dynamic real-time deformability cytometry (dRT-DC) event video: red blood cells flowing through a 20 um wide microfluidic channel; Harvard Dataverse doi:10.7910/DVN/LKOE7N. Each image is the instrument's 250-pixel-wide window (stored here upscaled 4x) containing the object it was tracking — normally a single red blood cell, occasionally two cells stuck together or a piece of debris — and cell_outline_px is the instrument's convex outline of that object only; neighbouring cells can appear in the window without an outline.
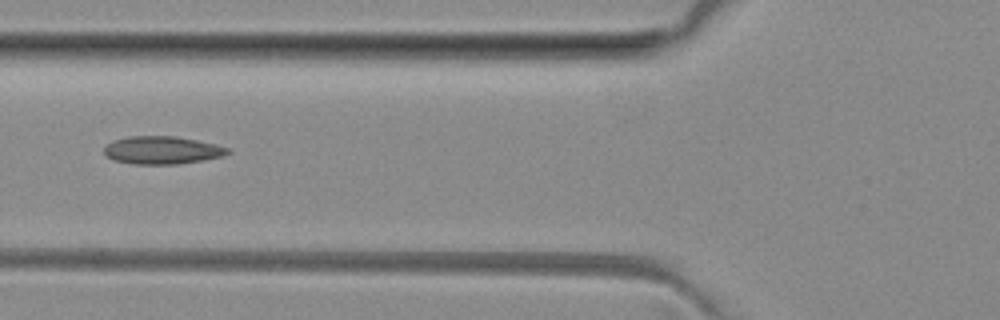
{"species": "common noctule bat (a hibernating species)", "species_latin": "Nyctalus noctula", "temperature_condition": "room temperature", "stored_images_in_passage": 5, "camera_frame_rate_fps": 3000, "um_per_image_px": 0.085, "animal": {"sex": "female", "body_mass_g": 29.2, "forearm_length_mm": 56.3}, "frame": {"image": 1, "passage_image": 4, "time_ms": 3.667, "image_size_px": [1000, 320], "cell_outline_px": [[232, 152], [224, 156], [204, 160], [176, 164], [132, 164], [112, 160], [104, 152], [104, 148], [112, 140], [128, 136], [176, 136], [216, 144], [232, 148]], "centroid_in_image_um": [13.82, 12.76], "position_along_channel_um": 112.0, "area_um2": 20.29}}
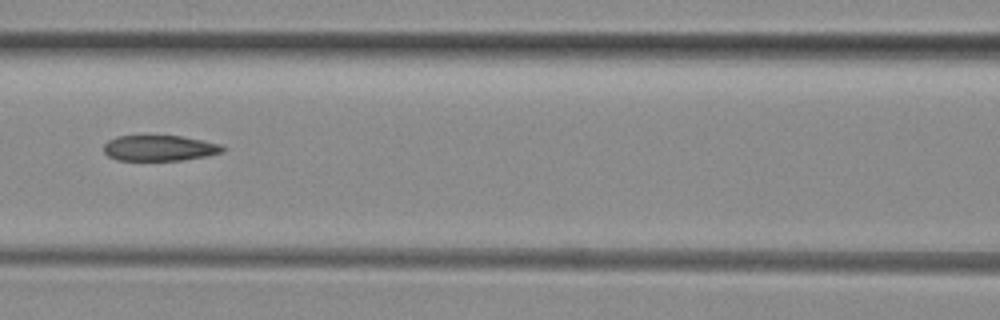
{"frame": {"image": 2, "passage_image": 5, "time_ms": 4.667, "image_size_px": [1000, 320], "cell_outline_px": [[228, 148], [224, 152], [208, 156], [184, 160], [116, 160], [108, 156], [104, 152], [104, 144], [108, 140], [116, 136], [180, 136], [220, 144]], "centroid_in_image_um": [13.58, 12.59], "position_along_channel_um": 153.0, "area_um2": 17.86}}